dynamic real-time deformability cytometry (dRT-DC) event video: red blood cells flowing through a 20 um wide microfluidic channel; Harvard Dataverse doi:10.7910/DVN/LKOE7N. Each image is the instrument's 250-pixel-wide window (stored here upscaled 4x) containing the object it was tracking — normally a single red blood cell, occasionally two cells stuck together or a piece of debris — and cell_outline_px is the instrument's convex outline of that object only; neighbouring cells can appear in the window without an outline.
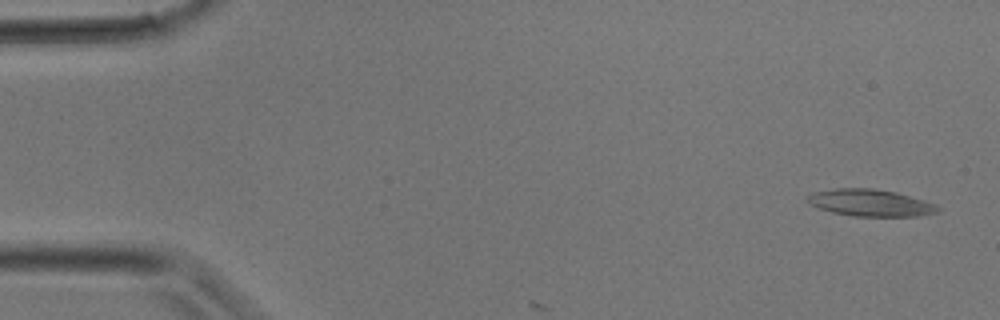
{"species": "common noctule bat (a hibernating species)", "species_latin": "Nyctalus noctula", "temperature_condition": "room temperature", "stored_images_in_passage": 3, "camera_frame_rate_fps": 3000, "um_per_image_px": 0.085, "animal": {"sex": "male", "body_mass_g": 17.9}, "frame": {"image": 1, "passage_image": 1, "time_ms": 0.0, "image_size_px": [1000, 320], "cell_outline_px": [[940, 212], [916, 216], [852, 216], [832, 212], [808, 204], [804, 196], [812, 192], [836, 188], [872, 188], [896, 192], [936, 204], [940, 208]], "centroid_in_image_um": [73.94, 17.23], "position_along_channel_um": 11.1, "area_um2": 20.58}}